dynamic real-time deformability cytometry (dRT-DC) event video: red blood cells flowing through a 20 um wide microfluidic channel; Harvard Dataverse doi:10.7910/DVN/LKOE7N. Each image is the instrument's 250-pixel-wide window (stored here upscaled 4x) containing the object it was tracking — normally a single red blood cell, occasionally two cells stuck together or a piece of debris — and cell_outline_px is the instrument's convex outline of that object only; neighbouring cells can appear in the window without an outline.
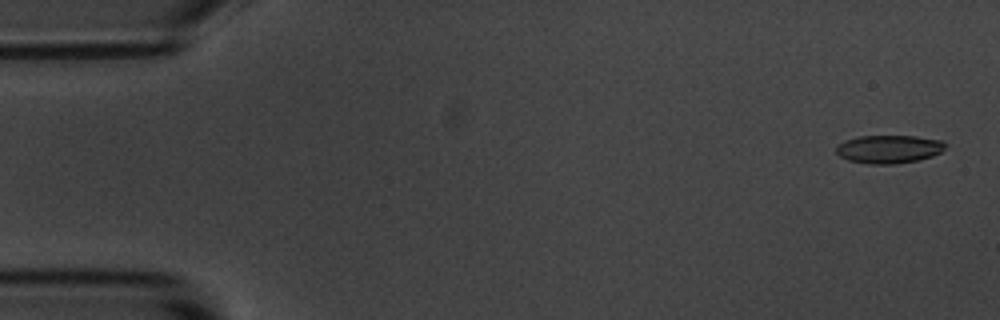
{"species": "common noctule bat (a hibernating species)", "species_latin": "Nyctalus noctula", "temperature_condition": "room temperature", "stored_images_in_passage": 5, "camera_frame_rate_fps": 3000, "um_per_image_px": 0.085, "animal": {"sex": "male", "body_mass_g": 20.1, "forearm_length_mm": 53.5}, "frame": {"image": 1, "passage_image": 1, "time_ms": 0.0, "image_size_px": [1000, 320], "cell_outline_px": [[948, 144], [940, 152], [932, 156], [920, 160], [892, 164], [868, 164], [848, 160], [840, 156], [836, 152], [836, 148], [844, 140], [860, 136], [916, 136], [944, 140]], "centroid_in_image_um": [75.59, 12.67], "position_along_channel_um": 9.4, "area_um2": 18.03}}
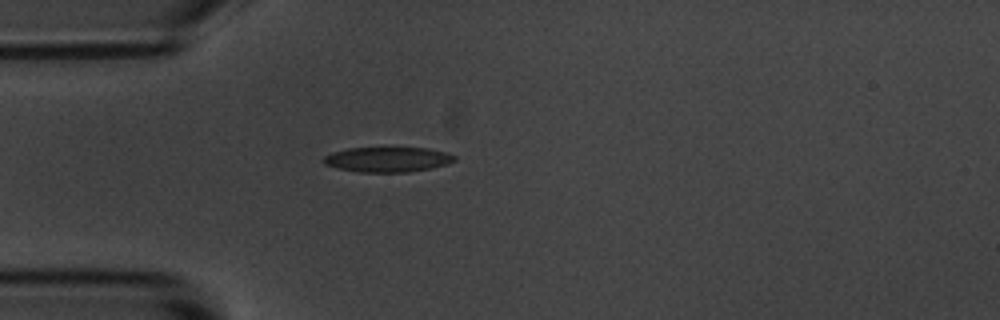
{"frame": {"image": 2, "passage_image": 5, "time_ms": 4.333, "image_size_px": [1000, 320], "cell_outline_px": [[456, 160], [448, 164], [432, 168], [408, 172], [360, 172], [336, 168], [324, 164], [324, 156], [332, 152], [348, 148], [428, 148], [444, 152], [456, 156]], "centroid_in_image_um": [32.95, 13.56], "position_along_channel_um": 52.0, "area_um2": 19.07}}